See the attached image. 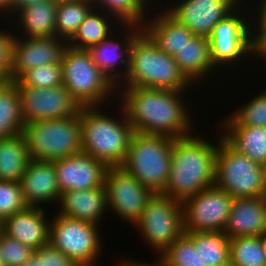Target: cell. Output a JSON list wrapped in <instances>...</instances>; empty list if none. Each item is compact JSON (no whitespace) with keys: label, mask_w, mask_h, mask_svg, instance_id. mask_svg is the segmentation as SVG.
<instances>
[{"label":"cell","mask_w":266,"mask_h":266,"mask_svg":"<svg viewBox=\"0 0 266 266\" xmlns=\"http://www.w3.org/2000/svg\"><path fill=\"white\" fill-rule=\"evenodd\" d=\"M0 266H4V263L2 261L1 255H0Z\"/></svg>","instance_id":"f907efd6"},{"label":"cell","mask_w":266,"mask_h":266,"mask_svg":"<svg viewBox=\"0 0 266 266\" xmlns=\"http://www.w3.org/2000/svg\"><path fill=\"white\" fill-rule=\"evenodd\" d=\"M54 1H56V2H60V1H68V0H54Z\"/></svg>","instance_id":"816d5d0a"},{"label":"cell","mask_w":266,"mask_h":266,"mask_svg":"<svg viewBox=\"0 0 266 266\" xmlns=\"http://www.w3.org/2000/svg\"><path fill=\"white\" fill-rule=\"evenodd\" d=\"M202 258V266H230L229 237L223 231H185Z\"/></svg>","instance_id":"f1b7e54d"},{"label":"cell","mask_w":266,"mask_h":266,"mask_svg":"<svg viewBox=\"0 0 266 266\" xmlns=\"http://www.w3.org/2000/svg\"><path fill=\"white\" fill-rule=\"evenodd\" d=\"M117 88L123 93L119 94V103H122L126 119L134 132L163 135L173 139L194 133L192 117L182 99L188 91L143 87Z\"/></svg>","instance_id":"6da1fadb"},{"label":"cell","mask_w":266,"mask_h":266,"mask_svg":"<svg viewBox=\"0 0 266 266\" xmlns=\"http://www.w3.org/2000/svg\"><path fill=\"white\" fill-rule=\"evenodd\" d=\"M63 86L80 107L101 106L117 87L93 62L88 50L65 47L61 57ZM105 102V103H104ZM103 103V104H102Z\"/></svg>","instance_id":"8992f818"},{"label":"cell","mask_w":266,"mask_h":266,"mask_svg":"<svg viewBox=\"0 0 266 266\" xmlns=\"http://www.w3.org/2000/svg\"><path fill=\"white\" fill-rule=\"evenodd\" d=\"M99 225L55 214L50 221L49 243L81 266H95L101 256Z\"/></svg>","instance_id":"8fae6325"},{"label":"cell","mask_w":266,"mask_h":266,"mask_svg":"<svg viewBox=\"0 0 266 266\" xmlns=\"http://www.w3.org/2000/svg\"><path fill=\"white\" fill-rule=\"evenodd\" d=\"M10 3H11V0H0V14H3L5 15L4 18L8 16H11L10 15Z\"/></svg>","instance_id":"f6af8a7d"},{"label":"cell","mask_w":266,"mask_h":266,"mask_svg":"<svg viewBox=\"0 0 266 266\" xmlns=\"http://www.w3.org/2000/svg\"><path fill=\"white\" fill-rule=\"evenodd\" d=\"M44 210L28 206L5 218L1 222V230L5 235L37 250L49 243L50 220H47Z\"/></svg>","instance_id":"ffe728a7"},{"label":"cell","mask_w":266,"mask_h":266,"mask_svg":"<svg viewBox=\"0 0 266 266\" xmlns=\"http://www.w3.org/2000/svg\"><path fill=\"white\" fill-rule=\"evenodd\" d=\"M246 1H241L229 15L220 20L208 37L213 66L219 71L221 67L228 69L237 65L246 57L258 58L251 44V17L246 18L243 12Z\"/></svg>","instance_id":"30bf717a"},{"label":"cell","mask_w":266,"mask_h":266,"mask_svg":"<svg viewBox=\"0 0 266 266\" xmlns=\"http://www.w3.org/2000/svg\"><path fill=\"white\" fill-rule=\"evenodd\" d=\"M173 138L134 132L122 168L153 193H162L169 178Z\"/></svg>","instance_id":"5b68a950"},{"label":"cell","mask_w":266,"mask_h":266,"mask_svg":"<svg viewBox=\"0 0 266 266\" xmlns=\"http://www.w3.org/2000/svg\"><path fill=\"white\" fill-rule=\"evenodd\" d=\"M218 145L193 134L173 139L172 160L165 190L161 193L181 203L214 185Z\"/></svg>","instance_id":"7a4b0ae2"},{"label":"cell","mask_w":266,"mask_h":266,"mask_svg":"<svg viewBox=\"0 0 266 266\" xmlns=\"http://www.w3.org/2000/svg\"><path fill=\"white\" fill-rule=\"evenodd\" d=\"M42 266H81L50 243L42 246Z\"/></svg>","instance_id":"60d3db41"},{"label":"cell","mask_w":266,"mask_h":266,"mask_svg":"<svg viewBox=\"0 0 266 266\" xmlns=\"http://www.w3.org/2000/svg\"><path fill=\"white\" fill-rule=\"evenodd\" d=\"M23 135L30 159L55 161L82 152L79 112L68 118L27 123Z\"/></svg>","instance_id":"ba28073f"},{"label":"cell","mask_w":266,"mask_h":266,"mask_svg":"<svg viewBox=\"0 0 266 266\" xmlns=\"http://www.w3.org/2000/svg\"><path fill=\"white\" fill-rule=\"evenodd\" d=\"M120 28H127L122 33L123 41L120 39L115 40L113 33L99 44H95L88 49L93 62L116 87H118L120 82L123 83L126 78L129 67L130 47L134 37L142 30V27L135 25H120ZM120 67L123 69L120 70Z\"/></svg>","instance_id":"ac0fdd59"},{"label":"cell","mask_w":266,"mask_h":266,"mask_svg":"<svg viewBox=\"0 0 266 266\" xmlns=\"http://www.w3.org/2000/svg\"><path fill=\"white\" fill-rule=\"evenodd\" d=\"M117 266H160V264H159V258H158V260H157V263L155 262V263H146V262H137V261H135V260H131V259H127L126 258V260L123 258V259H121V262H120V260H119V263H118V265Z\"/></svg>","instance_id":"ee69618b"},{"label":"cell","mask_w":266,"mask_h":266,"mask_svg":"<svg viewBox=\"0 0 266 266\" xmlns=\"http://www.w3.org/2000/svg\"><path fill=\"white\" fill-rule=\"evenodd\" d=\"M215 159L214 185L233 198L266 195L265 167L234 149L220 133Z\"/></svg>","instance_id":"52a82bcc"},{"label":"cell","mask_w":266,"mask_h":266,"mask_svg":"<svg viewBox=\"0 0 266 266\" xmlns=\"http://www.w3.org/2000/svg\"><path fill=\"white\" fill-rule=\"evenodd\" d=\"M249 100L237 111L231 112L228 118L225 116L219 125L266 127V89Z\"/></svg>","instance_id":"836d02e7"},{"label":"cell","mask_w":266,"mask_h":266,"mask_svg":"<svg viewBox=\"0 0 266 266\" xmlns=\"http://www.w3.org/2000/svg\"><path fill=\"white\" fill-rule=\"evenodd\" d=\"M116 21L114 17L102 10L93 8L73 37L67 42V45L75 49L88 50L91 46L99 44L120 29L119 26L122 24ZM115 23L119 25L117 28H114L117 26Z\"/></svg>","instance_id":"4316f807"},{"label":"cell","mask_w":266,"mask_h":266,"mask_svg":"<svg viewBox=\"0 0 266 266\" xmlns=\"http://www.w3.org/2000/svg\"><path fill=\"white\" fill-rule=\"evenodd\" d=\"M119 109L122 111L120 118L117 116L115 119L106 111L103 113L99 106L81 107L79 110L82 152L106 167L122 166L134 134L122 107Z\"/></svg>","instance_id":"3957f363"},{"label":"cell","mask_w":266,"mask_h":266,"mask_svg":"<svg viewBox=\"0 0 266 266\" xmlns=\"http://www.w3.org/2000/svg\"><path fill=\"white\" fill-rule=\"evenodd\" d=\"M93 8L90 0L58 2L56 10L57 37L68 42Z\"/></svg>","instance_id":"1f68e13d"},{"label":"cell","mask_w":266,"mask_h":266,"mask_svg":"<svg viewBox=\"0 0 266 266\" xmlns=\"http://www.w3.org/2000/svg\"><path fill=\"white\" fill-rule=\"evenodd\" d=\"M260 4V5H259ZM254 11L255 14L251 15V44L253 50L258 54L266 46V1L258 3ZM253 16V18H252ZM255 20V22H254ZM256 25V26H255Z\"/></svg>","instance_id":"f35d334b"},{"label":"cell","mask_w":266,"mask_h":266,"mask_svg":"<svg viewBox=\"0 0 266 266\" xmlns=\"http://www.w3.org/2000/svg\"><path fill=\"white\" fill-rule=\"evenodd\" d=\"M44 0H11L10 3V14L12 15L11 17H7V20L9 18L14 17V14L16 15L20 10L24 9L25 7H28L29 5H32L37 2H41Z\"/></svg>","instance_id":"b9f144b4"},{"label":"cell","mask_w":266,"mask_h":266,"mask_svg":"<svg viewBox=\"0 0 266 266\" xmlns=\"http://www.w3.org/2000/svg\"><path fill=\"white\" fill-rule=\"evenodd\" d=\"M11 30H0V72L9 80L11 70L12 42L14 34Z\"/></svg>","instance_id":"ab89813d"},{"label":"cell","mask_w":266,"mask_h":266,"mask_svg":"<svg viewBox=\"0 0 266 266\" xmlns=\"http://www.w3.org/2000/svg\"><path fill=\"white\" fill-rule=\"evenodd\" d=\"M33 251L18 240L0 232V255L4 266H21Z\"/></svg>","instance_id":"74e56055"},{"label":"cell","mask_w":266,"mask_h":266,"mask_svg":"<svg viewBox=\"0 0 266 266\" xmlns=\"http://www.w3.org/2000/svg\"><path fill=\"white\" fill-rule=\"evenodd\" d=\"M20 186L24 201L30 207H42L44 203L51 202L58 204L60 200L61 192L53 161L31 159L21 177Z\"/></svg>","instance_id":"d6986e66"},{"label":"cell","mask_w":266,"mask_h":266,"mask_svg":"<svg viewBox=\"0 0 266 266\" xmlns=\"http://www.w3.org/2000/svg\"><path fill=\"white\" fill-rule=\"evenodd\" d=\"M23 133L0 140V180L20 182L30 161Z\"/></svg>","instance_id":"83f0119b"},{"label":"cell","mask_w":266,"mask_h":266,"mask_svg":"<svg viewBox=\"0 0 266 266\" xmlns=\"http://www.w3.org/2000/svg\"><path fill=\"white\" fill-rule=\"evenodd\" d=\"M104 187L109 212H115V216L131 223L132 226L140 218L147 201L154 194L122 167H107Z\"/></svg>","instance_id":"7c38bea8"},{"label":"cell","mask_w":266,"mask_h":266,"mask_svg":"<svg viewBox=\"0 0 266 266\" xmlns=\"http://www.w3.org/2000/svg\"><path fill=\"white\" fill-rule=\"evenodd\" d=\"M179 1V0H178ZM165 10L194 35L209 37L214 26L229 15L241 0H181ZM168 8V9H167Z\"/></svg>","instance_id":"9a60e30c"},{"label":"cell","mask_w":266,"mask_h":266,"mask_svg":"<svg viewBox=\"0 0 266 266\" xmlns=\"http://www.w3.org/2000/svg\"><path fill=\"white\" fill-rule=\"evenodd\" d=\"M53 162L61 193L90 190L104 185L107 167L87 153H77Z\"/></svg>","instance_id":"e0dca14e"},{"label":"cell","mask_w":266,"mask_h":266,"mask_svg":"<svg viewBox=\"0 0 266 266\" xmlns=\"http://www.w3.org/2000/svg\"><path fill=\"white\" fill-rule=\"evenodd\" d=\"M8 79L0 72V86L4 84Z\"/></svg>","instance_id":"681fc988"},{"label":"cell","mask_w":266,"mask_h":266,"mask_svg":"<svg viewBox=\"0 0 266 266\" xmlns=\"http://www.w3.org/2000/svg\"><path fill=\"white\" fill-rule=\"evenodd\" d=\"M173 58L181 72L193 84L198 83L199 79L203 80L207 75H212L216 69L211 59L207 37L194 35Z\"/></svg>","instance_id":"cb8c5ba5"},{"label":"cell","mask_w":266,"mask_h":266,"mask_svg":"<svg viewBox=\"0 0 266 266\" xmlns=\"http://www.w3.org/2000/svg\"><path fill=\"white\" fill-rule=\"evenodd\" d=\"M16 86H30L49 88L63 85L60 64H47L26 71L18 80L13 81Z\"/></svg>","instance_id":"d590c367"},{"label":"cell","mask_w":266,"mask_h":266,"mask_svg":"<svg viewBox=\"0 0 266 266\" xmlns=\"http://www.w3.org/2000/svg\"><path fill=\"white\" fill-rule=\"evenodd\" d=\"M124 81L119 87L187 91L193 85L181 72L173 56L163 52L143 29L131 44Z\"/></svg>","instance_id":"277c9868"},{"label":"cell","mask_w":266,"mask_h":266,"mask_svg":"<svg viewBox=\"0 0 266 266\" xmlns=\"http://www.w3.org/2000/svg\"><path fill=\"white\" fill-rule=\"evenodd\" d=\"M21 266H42V246L33 251V254Z\"/></svg>","instance_id":"7bdbcfd3"},{"label":"cell","mask_w":266,"mask_h":266,"mask_svg":"<svg viewBox=\"0 0 266 266\" xmlns=\"http://www.w3.org/2000/svg\"><path fill=\"white\" fill-rule=\"evenodd\" d=\"M261 243H262L263 254L265 255L266 258V231L261 235Z\"/></svg>","instance_id":"bcb514c9"},{"label":"cell","mask_w":266,"mask_h":266,"mask_svg":"<svg viewBox=\"0 0 266 266\" xmlns=\"http://www.w3.org/2000/svg\"><path fill=\"white\" fill-rule=\"evenodd\" d=\"M157 257H159L160 266H174V265L168 264L160 255Z\"/></svg>","instance_id":"7dc6e473"},{"label":"cell","mask_w":266,"mask_h":266,"mask_svg":"<svg viewBox=\"0 0 266 266\" xmlns=\"http://www.w3.org/2000/svg\"><path fill=\"white\" fill-rule=\"evenodd\" d=\"M259 59L266 58V46L258 53Z\"/></svg>","instance_id":"c3c4849f"},{"label":"cell","mask_w":266,"mask_h":266,"mask_svg":"<svg viewBox=\"0 0 266 266\" xmlns=\"http://www.w3.org/2000/svg\"><path fill=\"white\" fill-rule=\"evenodd\" d=\"M95 9L102 10L114 17L122 25L143 27L146 17L152 11L148 4L151 0H90ZM148 7V8H147ZM149 11V12H148ZM149 14H148V13ZM146 14V15H145ZM121 21V22H120Z\"/></svg>","instance_id":"4dcf8cb0"},{"label":"cell","mask_w":266,"mask_h":266,"mask_svg":"<svg viewBox=\"0 0 266 266\" xmlns=\"http://www.w3.org/2000/svg\"><path fill=\"white\" fill-rule=\"evenodd\" d=\"M16 87L25 124L68 118L77 114L81 108L63 85L49 88Z\"/></svg>","instance_id":"5bb4252c"},{"label":"cell","mask_w":266,"mask_h":266,"mask_svg":"<svg viewBox=\"0 0 266 266\" xmlns=\"http://www.w3.org/2000/svg\"><path fill=\"white\" fill-rule=\"evenodd\" d=\"M230 266H266L261 236L229 239Z\"/></svg>","instance_id":"d6a6232c"},{"label":"cell","mask_w":266,"mask_h":266,"mask_svg":"<svg viewBox=\"0 0 266 266\" xmlns=\"http://www.w3.org/2000/svg\"><path fill=\"white\" fill-rule=\"evenodd\" d=\"M174 266H202V258L196 251L192 238L184 232L161 255Z\"/></svg>","instance_id":"e575fe53"},{"label":"cell","mask_w":266,"mask_h":266,"mask_svg":"<svg viewBox=\"0 0 266 266\" xmlns=\"http://www.w3.org/2000/svg\"><path fill=\"white\" fill-rule=\"evenodd\" d=\"M58 214L100 225L108 208L106 189L76 190L61 193Z\"/></svg>","instance_id":"7402d4cb"},{"label":"cell","mask_w":266,"mask_h":266,"mask_svg":"<svg viewBox=\"0 0 266 266\" xmlns=\"http://www.w3.org/2000/svg\"><path fill=\"white\" fill-rule=\"evenodd\" d=\"M233 199L215 185L188 198L182 203L185 231H224Z\"/></svg>","instance_id":"4fadbf2b"},{"label":"cell","mask_w":266,"mask_h":266,"mask_svg":"<svg viewBox=\"0 0 266 266\" xmlns=\"http://www.w3.org/2000/svg\"><path fill=\"white\" fill-rule=\"evenodd\" d=\"M222 137L239 153L266 166V127L220 125Z\"/></svg>","instance_id":"484cf974"},{"label":"cell","mask_w":266,"mask_h":266,"mask_svg":"<svg viewBox=\"0 0 266 266\" xmlns=\"http://www.w3.org/2000/svg\"><path fill=\"white\" fill-rule=\"evenodd\" d=\"M133 226L141 232L150 249L161 255L185 232L183 205L171 197L154 193Z\"/></svg>","instance_id":"9c48e42d"},{"label":"cell","mask_w":266,"mask_h":266,"mask_svg":"<svg viewBox=\"0 0 266 266\" xmlns=\"http://www.w3.org/2000/svg\"><path fill=\"white\" fill-rule=\"evenodd\" d=\"M58 2L54 0H44L34 3L20 10L14 15L19 21L17 33L20 31L21 37L49 38L57 37L56 33V10ZM21 27V28H20ZM22 30V31H21Z\"/></svg>","instance_id":"d4e9b609"},{"label":"cell","mask_w":266,"mask_h":266,"mask_svg":"<svg viewBox=\"0 0 266 266\" xmlns=\"http://www.w3.org/2000/svg\"><path fill=\"white\" fill-rule=\"evenodd\" d=\"M163 9L147 17L142 29L163 52L174 56L194 34Z\"/></svg>","instance_id":"603a6c76"},{"label":"cell","mask_w":266,"mask_h":266,"mask_svg":"<svg viewBox=\"0 0 266 266\" xmlns=\"http://www.w3.org/2000/svg\"><path fill=\"white\" fill-rule=\"evenodd\" d=\"M27 207L20 182L0 180V221Z\"/></svg>","instance_id":"8d00e7d4"},{"label":"cell","mask_w":266,"mask_h":266,"mask_svg":"<svg viewBox=\"0 0 266 266\" xmlns=\"http://www.w3.org/2000/svg\"><path fill=\"white\" fill-rule=\"evenodd\" d=\"M24 125L19 91L7 80L0 86V140L23 133Z\"/></svg>","instance_id":"f546056e"},{"label":"cell","mask_w":266,"mask_h":266,"mask_svg":"<svg viewBox=\"0 0 266 266\" xmlns=\"http://www.w3.org/2000/svg\"><path fill=\"white\" fill-rule=\"evenodd\" d=\"M266 231V195L234 198L224 231L229 239L261 236Z\"/></svg>","instance_id":"44dd1931"},{"label":"cell","mask_w":266,"mask_h":266,"mask_svg":"<svg viewBox=\"0 0 266 266\" xmlns=\"http://www.w3.org/2000/svg\"><path fill=\"white\" fill-rule=\"evenodd\" d=\"M19 36V37H18ZM14 35L9 80H18L26 71L47 64H60L67 46L58 37L32 38ZM18 37V38H17Z\"/></svg>","instance_id":"2e32d148"}]
</instances>
